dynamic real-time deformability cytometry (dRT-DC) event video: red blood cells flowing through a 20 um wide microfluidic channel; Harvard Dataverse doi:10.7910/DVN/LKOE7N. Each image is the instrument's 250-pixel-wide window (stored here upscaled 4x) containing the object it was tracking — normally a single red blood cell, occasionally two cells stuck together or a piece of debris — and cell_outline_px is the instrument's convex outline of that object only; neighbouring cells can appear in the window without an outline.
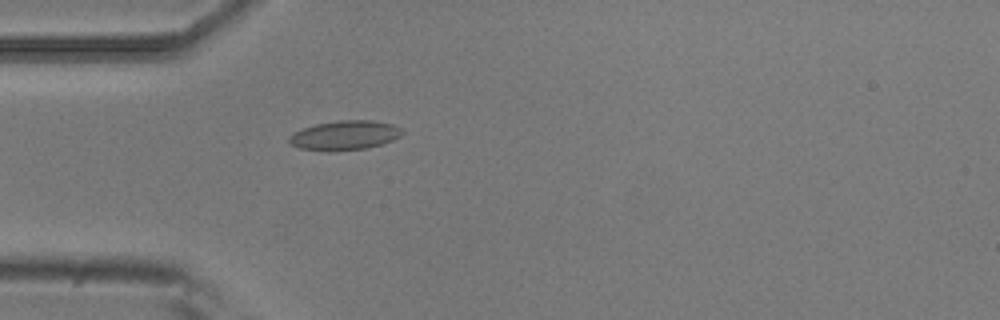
{"species": "common noctule bat (a hibernating species)", "species_latin": "Nyctalus noctula", "temperature_condition": "room temperature", "stored_images_in_passage": 5, "camera_frame_rate_fps": 3000, "um_per_image_px": 0.085, "animal": {"sex": "male", "body_mass_g": 20.5, "forearm_length_mm": 52.5}, "frame": {"image": 1, "passage_image": 5, "time_ms": 1.333, "image_size_px": [1000, 320], "cell_outline_px": [[404, 132], [400, 136], [392, 140], [368, 148], [332, 152], [300, 148], [292, 144], [288, 140], [288, 136], [304, 128], [316, 124], [340, 120], [372, 120], [392, 124], [400, 128]], "centroid_in_image_um": [29.31, 11.51], "position_along_channel_um": 55.7, "area_um2": 19.31}}